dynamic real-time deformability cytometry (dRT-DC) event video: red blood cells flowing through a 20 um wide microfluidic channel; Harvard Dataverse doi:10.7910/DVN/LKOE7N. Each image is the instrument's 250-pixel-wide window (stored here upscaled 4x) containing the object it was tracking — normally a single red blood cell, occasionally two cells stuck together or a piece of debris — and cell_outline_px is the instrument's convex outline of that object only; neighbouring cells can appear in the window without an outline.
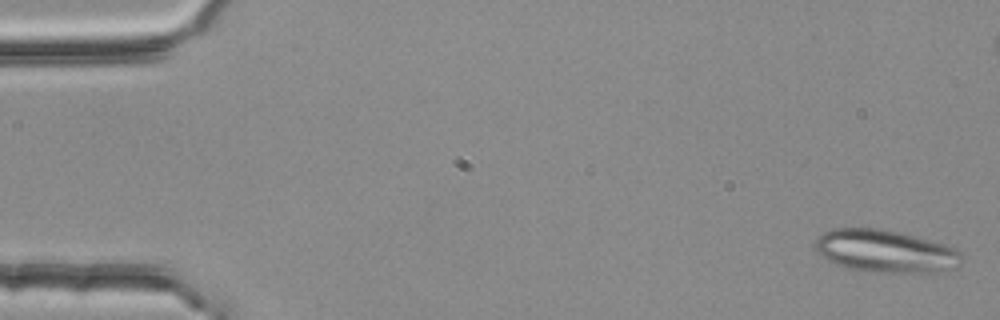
{"species": "common noctule bat (a hibernating species)", "species_latin": "Nyctalus noctula", "temperature_condition": "room temperature", "stored_images_in_passage": 4, "camera_frame_rate_fps": 3000, "um_per_image_px": 0.085, "animal": {"sex": "female", "body_mass_g": 25.1}, "frame": {"image": 1, "passage_image": 4, "time_ms": 1.0, "image_size_px": [1000, 320], "cell_outline_px": [[960, 256], [940, 272], [924, 276], [876, 272], [844, 268], [820, 256], [816, 252], [816, 240], [824, 232], [832, 228], [880, 228], [904, 232], [944, 244], [956, 248], [960, 252]], "centroid_in_image_um": [75.2, 21.37], "position_along_channel_um": 9.8, "area_um2": 36.82}}